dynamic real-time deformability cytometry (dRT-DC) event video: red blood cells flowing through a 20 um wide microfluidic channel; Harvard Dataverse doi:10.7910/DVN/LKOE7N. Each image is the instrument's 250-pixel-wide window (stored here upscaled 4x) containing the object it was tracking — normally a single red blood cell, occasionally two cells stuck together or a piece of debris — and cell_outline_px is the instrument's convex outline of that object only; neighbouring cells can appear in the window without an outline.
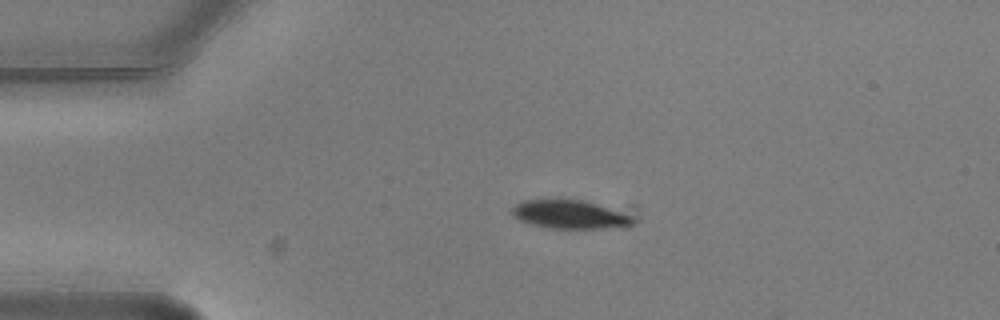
{"species": "common noctule bat (a hibernating species)", "species_latin": "Nyctalus noctula", "temperature_condition": "warm", "stored_images_in_passage": 4, "camera_frame_rate_fps": 3000, "um_per_image_px": 0.085, "animal": {"sex": "male", "body_mass_g": 20.5, "forearm_length_mm": 52.5}, "frame": {"image": 1, "passage_image": 3, "time_ms": 0.667, "image_size_px": [1000, 320], "cell_outline_px": [[636, 220], [632, 224], [624, 228], [552, 228], [532, 224], [520, 220], [512, 216], [512, 208], [516, 204], [524, 200], [580, 200], [632, 216]], "centroid_in_image_um": [48.42, 18.25], "position_along_channel_um": 36.6, "area_um2": 19.59}}